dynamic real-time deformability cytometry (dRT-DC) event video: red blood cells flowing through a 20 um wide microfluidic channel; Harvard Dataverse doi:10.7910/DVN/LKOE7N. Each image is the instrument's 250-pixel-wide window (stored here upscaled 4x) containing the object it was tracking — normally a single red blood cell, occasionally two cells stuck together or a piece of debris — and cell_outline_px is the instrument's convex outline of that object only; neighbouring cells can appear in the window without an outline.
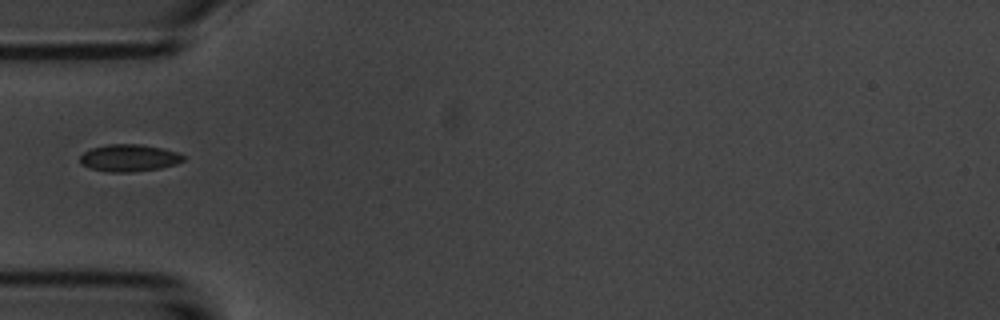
{"species": "common noctule bat (a hibernating species)", "species_latin": "Nyctalus noctula", "temperature_condition": "room temperature", "stored_images_in_passage": 9, "camera_frame_rate_fps": 3000, "um_per_image_px": 0.085, "animal": {"sex": "male", "body_mass_g": 20.1, "forearm_length_mm": 53.5}, "frame": {"image": 1, "passage_image": 6, "time_ms": 5.667, "image_size_px": [1000, 320], "cell_outline_px": [[184, 160], [176, 164], [160, 168], [132, 172], [108, 172], [88, 168], [80, 164], [80, 156], [84, 152], [92, 148], [108, 144], [140, 144], [164, 148], [176, 152], [184, 156]], "centroid_in_image_um": [10.95, 13.43], "position_along_channel_um": 74.0, "area_um2": 16.42}}
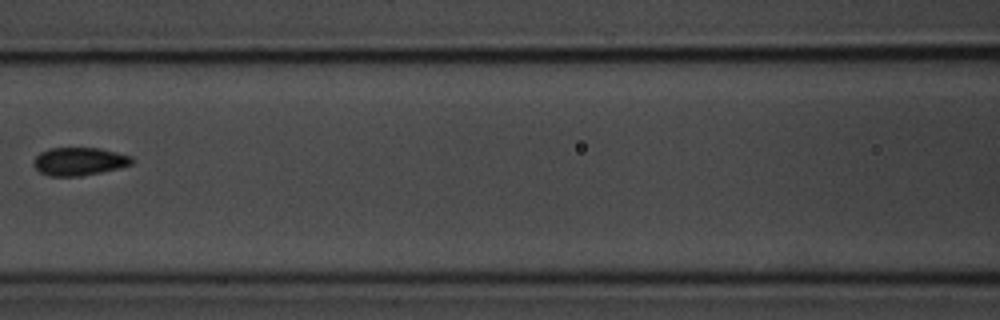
{"frame": {"image": 2, "passage_image": 8, "time_ms": 8.0, "image_size_px": [1000, 320], "cell_outline_px": [[132, 164], [120, 168], [80, 176], [48, 176], [40, 172], [32, 164], [36, 156], [40, 152], [48, 148], [100, 148], [132, 156]], "centroid_in_image_um": [6.71, 13.72], "position_along_channel_um": 159.9, "area_um2": 16.07}}
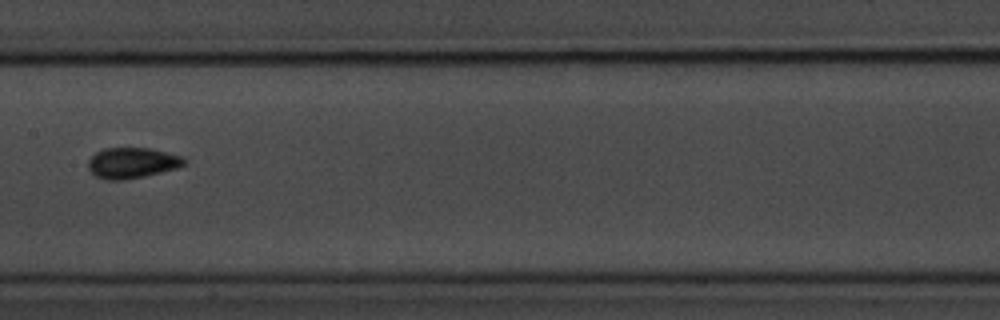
{"frame": {"image": 3, "passage_image": 9, "time_ms": 9.0, "image_size_px": [1000, 320], "cell_outline_px": [[188, 160], [180, 168], [144, 176], [124, 180], [104, 180], [96, 176], [88, 168], [88, 160], [96, 152], [104, 148], [148, 148], [180, 156]], "centroid_in_image_um": [11.22, 13.86], "position_along_channel_um": 196.2, "area_um2": 17.17}}